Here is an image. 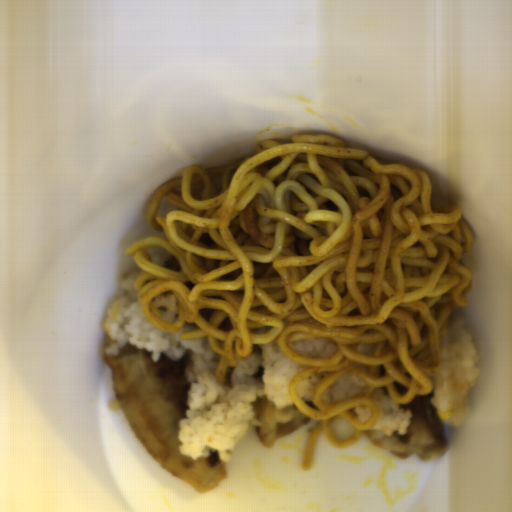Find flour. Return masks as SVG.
<instances>
[{"label": "flour", "mask_w": 512, "mask_h": 512, "mask_svg": "<svg viewBox=\"0 0 512 512\" xmlns=\"http://www.w3.org/2000/svg\"><path fill=\"white\" fill-rule=\"evenodd\" d=\"M433 392L432 389L428 394L416 395L408 404L399 405L405 411L410 410L412 415L405 434L394 431L392 436H388L370 428L363 434L384 452L401 459L415 454L425 462L440 459L446 454L449 444L436 406L431 402Z\"/></svg>", "instance_id": "a7fe0414"}, {"label": "flour", "mask_w": 512, "mask_h": 512, "mask_svg": "<svg viewBox=\"0 0 512 512\" xmlns=\"http://www.w3.org/2000/svg\"><path fill=\"white\" fill-rule=\"evenodd\" d=\"M118 408L131 431L153 459L198 493L210 494L228 476L219 451L194 459L179 450L180 420L186 418L192 355L172 359L165 353L153 362L152 351L126 343L116 357L105 356Z\"/></svg>", "instance_id": "c2a2500e"}, {"label": "flour", "mask_w": 512, "mask_h": 512, "mask_svg": "<svg viewBox=\"0 0 512 512\" xmlns=\"http://www.w3.org/2000/svg\"><path fill=\"white\" fill-rule=\"evenodd\" d=\"M256 433L263 448L273 447L275 441L301 430L311 423L313 417L305 415L296 405L278 408L276 402L257 397L254 404Z\"/></svg>", "instance_id": "66d56a37"}]
</instances>
